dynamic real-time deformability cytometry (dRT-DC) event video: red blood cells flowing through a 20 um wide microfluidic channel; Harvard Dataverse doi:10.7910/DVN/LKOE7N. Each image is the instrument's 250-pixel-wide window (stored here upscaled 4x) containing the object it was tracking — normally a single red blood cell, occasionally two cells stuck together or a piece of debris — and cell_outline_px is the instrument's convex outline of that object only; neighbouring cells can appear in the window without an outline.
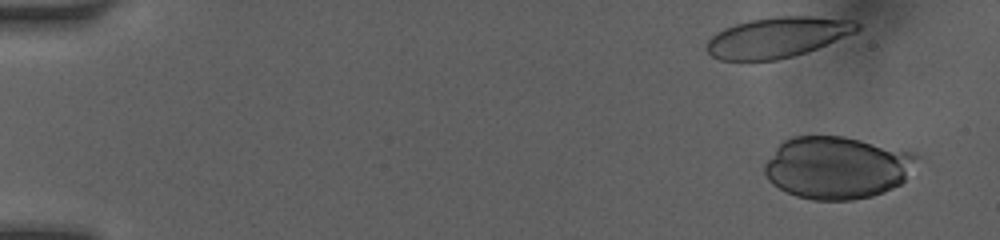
{"species": "human", "species_latin": "Homo sapiens", "temperature_condition": "room temperature", "stored_images_in_passage": 7, "camera_frame_rate_fps": 3000, "um_per_image_px": 0.085, "donor": {"sex": "female"}, "frame": {"image": 1, "passage_image": 3, "time_ms": 0.667, "image_size_px": [1000, 240], "cell_outline_px": [[920, 156], [904, 180], [900, 184], [884, 192], [872, 196], [852, 200], [812, 200], [796, 196], [772, 184], [768, 180], [764, 172], [764, 164], [776, 148], [784, 140], [792, 136], [844, 136], [916, 152]], "centroid_in_image_um": [71.15, 14.23], "position_along_channel_um": 13.8, "area_um2": 55.55}}